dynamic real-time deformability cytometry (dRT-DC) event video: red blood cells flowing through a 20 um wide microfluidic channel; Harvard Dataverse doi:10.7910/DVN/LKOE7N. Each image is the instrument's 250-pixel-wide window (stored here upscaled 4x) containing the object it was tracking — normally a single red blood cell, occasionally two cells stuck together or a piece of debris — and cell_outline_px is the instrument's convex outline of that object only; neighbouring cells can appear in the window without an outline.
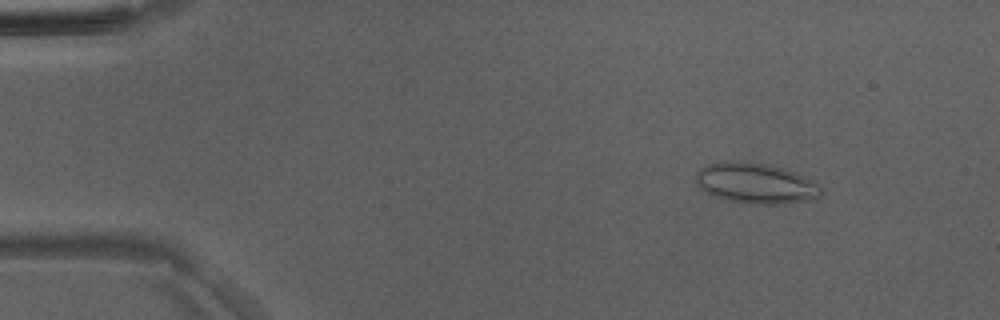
{"species": "Egyptian fruit bat (a non-hibernating species)", "species_latin": "Rousettus aegyptiacus", "temperature_condition": "room temperature", "stored_images_in_passage": 5, "camera_frame_rate_fps": 3000, "um_per_image_px": 0.085, "animal": {"sex": "male"}, "frame": {"image": 1, "passage_image": 2, "time_ms": 1.0, "image_size_px": [1000, 320], "cell_outline_px": [[824, 192], [816, 200], [776, 204], [752, 204], [728, 200], [716, 196], [700, 188], [696, 180], [696, 172], [700, 168], [708, 164], [728, 160], [764, 164], [780, 168], [792, 172], [812, 180], [820, 184], [824, 188]], "centroid_in_image_um": [64.29, 15.59], "position_along_channel_um": 20.7, "area_um2": 29.48}}